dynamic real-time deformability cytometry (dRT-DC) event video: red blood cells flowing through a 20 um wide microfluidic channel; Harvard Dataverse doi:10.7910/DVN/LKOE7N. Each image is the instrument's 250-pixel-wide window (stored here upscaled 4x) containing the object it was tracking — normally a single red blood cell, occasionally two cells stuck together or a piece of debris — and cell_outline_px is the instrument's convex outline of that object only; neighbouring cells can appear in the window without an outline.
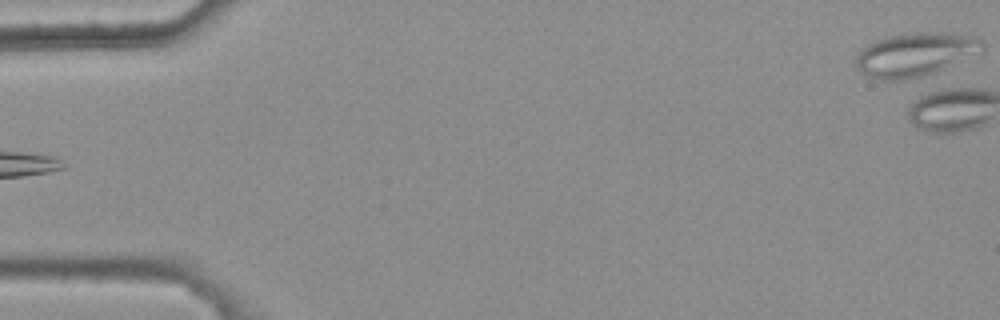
{"species": "common noctule bat (a hibernating species)", "species_latin": "Nyctalus noctula", "temperature_condition": "warm", "stored_images_in_passage": 4, "camera_frame_rate_fps": 3000, "um_per_image_px": 0.085, "animal": {"sex": "female", "body_mass_g": 25.1}, "frame": {"image": 1, "passage_image": 4, "time_ms": 1.0, "image_size_px": [1000, 320], "cell_outline_px": [[984, 48], [936, 72], [904, 80], [876, 80], [864, 76], [856, 68], [856, 56], [868, 44], [876, 40], [888, 36], [916, 32], [944, 32], [972, 36], [980, 40], [984, 44]], "centroid_in_image_um": [77.71, 4.64], "position_along_channel_um": 7.3, "area_um2": 31.79}}